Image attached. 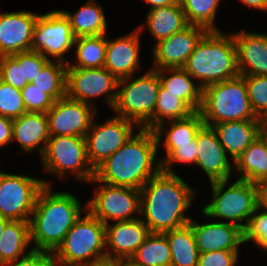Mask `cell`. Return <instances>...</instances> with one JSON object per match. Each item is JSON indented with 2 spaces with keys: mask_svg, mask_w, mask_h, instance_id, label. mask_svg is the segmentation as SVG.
Wrapping results in <instances>:
<instances>
[{
  "mask_svg": "<svg viewBox=\"0 0 267 266\" xmlns=\"http://www.w3.org/2000/svg\"><path fill=\"white\" fill-rule=\"evenodd\" d=\"M196 190L178 174L160 170L140 189V219L151 233H165L183 227L192 217L185 216Z\"/></svg>",
  "mask_w": 267,
  "mask_h": 266,
  "instance_id": "obj_1",
  "label": "cell"
},
{
  "mask_svg": "<svg viewBox=\"0 0 267 266\" xmlns=\"http://www.w3.org/2000/svg\"><path fill=\"white\" fill-rule=\"evenodd\" d=\"M158 142L153 130L139 128L122 147L95 168L94 178L113 186L140 190L161 170L156 162Z\"/></svg>",
  "mask_w": 267,
  "mask_h": 266,
  "instance_id": "obj_2",
  "label": "cell"
},
{
  "mask_svg": "<svg viewBox=\"0 0 267 266\" xmlns=\"http://www.w3.org/2000/svg\"><path fill=\"white\" fill-rule=\"evenodd\" d=\"M51 187L40 190L29 220L33 250L54 252L83 214V206L75 195L52 192Z\"/></svg>",
  "mask_w": 267,
  "mask_h": 266,
  "instance_id": "obj_3",
  "label": "cell"
},
{
  "mask_svg": "<svg viewBox=\"0 0 267 266\" xmlns=\"http://www.w3.org/2000/svg\"><path fill=\"white\" fill-rule=\"evenodd\" d=\"M208 31L182 67L204 88L240 75L232 33Z\"/></svg>",
  "mask_w": 267,
  "mask_h": 266,
  "instance_id": "obj_4",
  "label": "cell"
},
{
  "mask_svg": "<svg viewBox=\"0 0 267 266\" xmlns=\"http://www.w3.org/2000/svg\"><path fill=\"white\" fill-rule=\"evenodd\" d=\"M199 112L204 125L210 127L221 122L259 120L251 107L243 75L204 87Z\"/></svg>",
  "mask_w": 267,
  "mask_h": 266,
  "instance_id": "obj_5",
  "label": "cell"
},
{
  "mask_svg": "<svg viewBox=\"0 0 267 266\" xmlns=\"http://www.w3.org/2000/svg\"><path fill=\"white\" fill-rule=\"evenodd\" d=\"M53 252L57 264L81 266L106 257L105 224L86 210Z\"/></svg>",
  "mask_w": 267,
  "mask_h": 266,
  "instance_id": "obj_6",
  "label": "cell"
},
{
  "mask_svg": "<svg viewBox=\"0 0 267 266\" xmlns=\"http://www.w3.org/2000/svg\"><path fill=\"white\" fill-rule=\"evenodd\" d=\"M228 182L229 180H222L210 183L212 198L209 204L204 205L202 215L215 220L223 218V222L227 220L244 231L257 208L259 186L240 179H236L231 185H227Z\"/></svg>",
  "mask_w": 267,
  "mask_h": 266,
  "instance_id": "obj_7",
  "label": "cell"
},
{
  "mask_svg": "<svg viewBox=\"0 0 267 266\" xmlns=\"http://www.w3.org/2000/svg\"><path fill=\"white\" fill-rule=\"evenodd\" d=\"M160 81L157 71L150 69L140 77L119 79L117 96L112 107L116 116L133 121L143 128L153 117Z\"/></svg>",
  "mask_w": 267,
  "mask_h": 266,
  "instance_id": "obj_8",
  "label": "cell"
},
{
  "mask_svg": "<svg viewBox=\"0 0 267 266\" xmlns=\"http://www.w3.org/2000/svg\"><path fill=\"white\" fill-rule=\"evenodd\" d=\"M43 171L64 178L71 173L77 181L89 183L94 178L86 149L85 137L50 136L41 156Z\"/></svg>",
  "mask_w": 267,
  "mask_h": 266,
  "instance_id": "obj_9",
  "label": "cell"
},
{
  "mask_svg": "<svg viewBox=\"0 0 267 266\" xmlns=\"http://www.w3.org/2000/svg\"><path fill=\"white\" fill-rule=\"evenodd\" d=\"M50 181L0 171V216L29 221L40 190Z\"/></svg>",
  "mask_w": 267,
  "mask_h": 266,
  "instance_id": "obj_10",
  "label": "cell"
},
{
  "mask_svg": "<svg viewBox=\"0 0 267 266\" xmlns=\"http://www.w3.org/2000/svg\"><path fill=\"white\" fill-rule=\"evenodd\" d=\"M99 183L96 187L93 198L88 199L86 210L94 217L98 218L105 225L109 221L119 222L135 220L140 217V190L125 187L113 186L97 181L93 178L89 183Z\"/></svg>",
  "mask_w": 267,
  "mask_h": 266,
  "instance_id": "obj_11",
  "label": "cell"
},
{
  "mask_svg": "<svg viewBox=\"0 0 267 266\" xmlns=\"http://www.w3.org/2000/svg\"><path fill=\"white\" fill-rule=\"evenodd\" d=\"M74 40L68 18L61 10H52L38 16L33 30L31 50L37 51L49 60L68 63L64 54L74 47Z\"/></svg>",
  "mask_w": 267,
  "mask_h": 266,
  "instance_id": "obj_12",
  "label": "cell"
},
{
  "mask_svg": "<svg viewBox=\"0 0 267 266\" xmlns=\"http://www.w3.org/2000/svg\"><path fill=\"white\" fill-rule=\"evenodd\" d=\"M118 79L104 67L66 69V96L94 107L92 98L105 95L106 105L112 109L116 96Z\"/></svg>",
  "mask_w": 267,
  "mask_h": 266,
  "instance_id": "obj_13",
  "label": "cell"
},
{
  "mask_svg": "<svg viewBox=\"0 0 267 266\" xmlns=\"http://www.w3.org/2000/svg\"><path fill=\"white\" fill-rule=\"evenodd\" d=\"M93 119L91 127L85 135L87 156L95 169L116 150L122 147L134 135L136 123L123 117L114 116L104 123H96Z\"/></svg>",
  "mask_w": 267,
  "mask_h": 266,
  "instance_id": "obj_14",
  "label": "cell"
},
{
  "mask_svg": "<svg viewBox=\"0 0 267 266\" xmlns=\"http://www.w3.org/2000/svg\"><path fill=\"white\" fill-rule=\"evenodd\" d=\"M93 106L68 98L56 100L47 111L50 136L85 137L96 116Z\"/></svg>",
  "mask_w": 267,
  "mask_h": 266,
  "instance_id": "obj_15",
  "label": "cell"
},
{
  "mask_svg": "<svg viewBox=\"0 0 267 266\" xmlns=\"http://www.w3.org/2000/svg\"><path fill=\"white\" fill-rule=\"evenodd\" d=\"M207 32L204 27L189 24L178 33L155 43L152 69L183 67Z\"/></svg>",
  "mask_w": 267,
  "mask_h": 266,
  "instance_id": "obj_16",
  "label": "cell"
},
{
  "mask_svg": "<svg viewBox=\"0 0 267 266\" xmlns=\"http://www.w3.org/2000/svg\"><path fill=\"white\" fill-rule=\"evenodd\" d=\"M145 30L143 24L133 32L122 35L114 40L107 38L106 57L104 68L118 80L134 76L140 69V36Z\"/></svg>",
  "mask_w": 267,
  "mask_h": 266,
  "instance_id": "obj_17",
  "label": "cell"
},
{
  "mask_svg": "<svg viewBox=\"0 0 267 266\" xmlns=\"http://www.w3.org/2000/svg\"><path fill=\"white\" fill-rule=\"evenodd\" d=\"M196 142L198 150L195 164L206 173L210 183L230 180L234 168L215 130L203 125L196 134Z\"/></svg>",
  "mask_w": 267,
  "mask_h": 266,
  "instance_id": "obj_18",
  "label": "cell"
},
{
  "mask_svg": "<svg viewBox=\"0 0 267 266\" xmlns=\"http://www.w3.org/2000/svg\"><path fill=\"white\" fill-rule=\"evenodd\" d=\"M39 15L31 11L0 13V56L31 50L33 30Z\"/></svg>",
  "mask_w": 267,
  "mask_h": 266,
  "instance_id": "obj_19",
  "label": "cell"
},
{
  "mask_svg": "<svg viewBox=\"0 0 267 266\" xmlns=\"http://www.w3.org/2000/svg\"><path fill=\"white\" fill-rule=\"evenodd\" d=\"M150 233L140 218L113 224L109 222L105 225V247H109L105 249L106 257L117 260L130 259Z\"/></svg>",
  "mask_w": 267,
  "mask_h": 266,
  "instance_id": "obj_20",
  "label": "cell"
},
{
  "mask_svg": "<svg viewBox=\"0 0 267 266\" xmlns=\"http://www.w3.org/2000/svg\"><path fill=\"white\" fill-rule=\"evenodd\" d=\"M196 246L200 253L212 251H240L244 244V231L229 222L217 221L198 224L191 219Z\"/></svg>",
  "mask_w": 267,
  "mask_h": 266,
  "instance_id": "obj_21",
  "label": "cell"
},
{
  "mask_svg": "<svg viewBox=\"0 0 267 266\" xmlns=\"http://www.w3.org/2000/svg\"><path fill=\"white\" fill-rule=\"evenodd\" d=\"M240 75L267 76V34L232 32Z\"/></svg>",
  "mask_w": 267,
  "mask_h": 266,
  "instance_id": "obj_22",
  "label": "cell"
},
{
  "mask_svg": "<svg viewBox=\"0 0 267 266\" xmlns=\"http://www.w3.org/2000/svg\"><path fill=\"white\" fill-rule=\"evenodd\" d=\"M49 137L46 113L26 112L13 119L12 142L17 141L24 153L38 150L42 156Z\"/></svg>",
  "mask_w": 267,
  "mask_h": 266,
  "instance_id": "obj_23",
  "label": "cell"
},
{
  "mask_svg": "<svg viewBox=\"0 0 267 266\" xmlns=\"http://www.w3.org/2000/svg\"><path fill=\"white\" fill-rule=\"evenodd\" d=\"M211 127L215 130L226 153L231 155L234 161L261 132L259 120L221 122Z\"/></svg>",
  "mask_w": 267,
  "mask_h": 266,
  "instance_id": "obj_24",
  "label": "cell"
},
{
  "mask_svg": "<svg viewBox=\"0 0 267 266\" xmlns=\"http://www.w3.org/2000/svg\"><path fill=\"white\" fill-rule=\"evenodd\" d=\"M169 123V129L165 128L166 123H162L153 130L157 138L158 148L161 146V139H164L162 144L166 151L162 159H157L160 163L177 148V144H195L196 134L204 125L199 111L184 119L172 120Z\"/></svg>",
  "mask_w": 267,
  "mask_h": 266,
  "instance_id": "obj_25",
  "label": "cell"
},
{
  "mask_svg": "<svg viewBox=\"0 0 267 266\" xmlns=\"http://www.w3.org/2000/svg\"><path fill=\"white\" fill-rule=\"evenodd\" d=\"M160 85L165 93H172L182 99L194 112L200 110L202 105L203 88L194 83V79L182 67L155 69ZM169 75V76H168Z\"/></svg>",
  "mask_w": 267,
  "mask_h": 266,
  "instance_id": "obj_26",
  "label": "cell"
},
{
  "mask_svg": "<svg viewBox=\"0 0 267 266\" xmlns=\"http://www.w3.org/2000/svg\"><path fill=\"white\" fill-rule=\"evenodd\" d=\"M144 25L156 43L183 30L189 24L180 4L149 9Z\"/></svg>",
  "mask_w": 267,
  "mask_h": 266,
  "instance_id": "obj_27",
  "label": "cell"
},
{
  "mask_svg": "<svg viewBox=\"0 0 267 266\" xmlns=\"http://www.w3.org/2000/svg\"><path fill=\"white\" fill-rule=\"evenodd\" d=\"M233 167L240 174L237 179L260 184L267 178V153L264 148V132L234 161Z\"/></svg>",
  "mask_w": 267,
  "mask_h": 266,
  "instance_id": "obj_28",
  "label": "cell"
},
{
  "mask_svg": "<svg viewBox=\"0 0 267 266\" xmlns=\"http://www.w3.org/2000/svg\"><path fill=\"white\" fill-rule=\"evenodd\" d=\"M68 18L75 38L81 36H99L108 33V22L103 8L95 0H88L74 14L61 10Z\"/></svg>",
  "mask_w": 267,
  "mask_h": 266,
  "instance_id": "obj_29",
  "label": "cell"
},
{
  "mask_svg": "<svg viewBox=\"0 0 267 266\" xmlns=\"http://www.w3.org/2000/svg\"><path fill=\"white\" fill-rule=\"evenodd\" d=\"M31 245L29 221L12 220L0 238V266L15 261L29 254Z\"/></svg>",
  "mask_w": 267,
  "mask_h": 266,
  "instance_id": "obj_30",
  "label": "cell"
},
{
  "mask_svg": "<svg viewBox=\"0 0 267 266\" xmlns=\"http://www.w3.org/2000/svg\"><path fill=\"white\" fill-rule=\"evenodd\" d=\"M171 250V266H197L200 252L189 224L163 233Z\"/></svg>",
  "mask_w": 267,
  "mask_h": 266,
  "instance_id": "obj_31",
  "label": "cell"
},
{
  "mask_svg": "<svg viewBox=\"0 0 267 266\" xmlns=\"http://www.w3.org/2000/svg\"><path fill=\"white\" fill-rule=\"evenodd\" d=\"M75 58L68 61L67 67L102 68L105 64L107 34L99 36H81L74 40ZM76 61V63H74Z\"/></svg>",
  "mask_w": 267,
  "mask_h": 266,
  "instance_id": "obj_32",
  "label": "cell"
},
{
  "mask_svg": "<svg viewBox=\"0 0 267 266\" xmlns=\"http://www.w3.org/2000/svg\"><path fill=\"white\" fill-rule=\"evenodd\" d=\"M171 250L167 237L150 233L130 258L138 266H171Z\"/></svg>",
  "mask_w": 267,
  "mask_h": 266,
  "instance_id": "obj_33",
  "label": "cell"
},
{
  "mask_svg": "<svg viewBox=\"0 0 267 266\" xmlns=\"http://www.w3.org/2000/svg\"><path fill=\"white\" fill-rule=\"evenodd\" d=\"M192 113L194 111L182 99L172 93H165V89L160 86L153 117L143 128L154 130L166 120L184 119Z\"/></svg>",
  "mask_w": 267,
  "mask_h": 266,
  "instance_id": "obj_34",
  "label": "cell"
},
{
  "mask_svg": "<svg viewBox=\"0 0 267 266\" xmlns=\"http://www.w3.org/2000/svg\"><path fill=\"white\" fill-rule=\"evenodd\" d=\"M66 69L67 63L49 60L31 83L56 101L66 96Z\"/></svg>",
  "mask_w": 267,
  "mask_h": 266,
  "instance_id": "obj_35",
  "label": "cell"
},
{
  "mask_svg": "<svg viewBox=\"0 0 267 266\" xmlns=\"http://www.w3.org/2000/svg\"><path fill=\"white\" fill-rule=\"evenodd\" d=\"M221 0H180L188 24L198 25L208 31H219L215 17Z\"/></svg>",
  "mask_w": 267,
  "mask_h": 266,
  "instance_id": "obj_36",
  "label": "cell"
},
{
  "mask_svg": "<svg viewBox=\"0 0 267 266\" xmlns=\"http://www.w3.org/2000/svg\"><path fill=\"white\" fill-rule=\"evenodd\" d=\"M25 113L21 90L0 80V116L13 120Z\"/></svg>",
  "mask_w": 267,
  "mask_h": 266,
  "instance_id": "obj_37",
  "label": "cell"
},
{
  "mask_svg": "<svg viewBox=\"0 0 267 266\" xmlns=\"http://www.w3.org/2000/svg\"><path fill=\"white\" fill-rule=\"evenodd\" d=\"M251 107L259 118L267 111V76L243 75Z\"/></svg>",
  "mask_w": 267,
  "mask_h": 266,
  "instance_id": "obj_38",
  "label": "cell"
},
{
  "mask_svg": "<svg viewBox=\"0 0 267 266\" xmlns=\"http://www.w3.org/2000/svg\"><path fill=\"white\" fill-rule=\"evenodd\" d=\"M0 80L19 90H22L28 84L27 80H24L20 53L0 56Z\"/></svg>",
  "mask_w": 267,
  "mask_h": 266,
  "instance_id": "obj_39",
  "label": "cell"
},
{
  "mask_svg": "<svg viewBox=\"0 0 267 266\" xmlns=\"http://www.w3.org/2000/svg\"><path fill=\"white\" fill-rule=\"evenodd\" d=\"M251 241L267 252V214L259 212L258 208L244 230V244Z\"/></svg>",
  "mask_w": 267,
  "mask_h": 266,
  "instance_id": "obj_40",
  "label": "cell"
},
{
  "mask_svg": "<svg viewBox=\"0 0 267 266\" xmlns=\"http://www.w3.org/2000/svg\"><path fill=\"white\" fill-rule=\"evenodd\" d=\"M23 103L26 112L47 113L55 100L32 83H28L22 90Z\"/></svg>",
  "mask_w": 267,
  "mask_h": 266,
  "instance_id": "obj_41",
  "label": "cell"
},
{
  "mask_svg": "<svg viewBox=\"0 0 267 266\" xmlns=\"http://www.w3.org/2000/svg\"><path fill=\"white\" fill-rule=\"evenodd\" d=\"M197 142L195 137V144H177L175 148L162 162L161 170L167 173L175 174L171 165L174 163L194 164L197 158Z\"/></svg>",
  "mask_w": 267,
  "mask_h": 266,
  "instance_id": "obj_42",
  "label": "cell"
},
{
  "mask_svg": "<svg viewBox=\"0 0 267 266\" xmlns=\"http://www.w3.org/2000/svg\"><path fill=\"white\" fill-rule=\"evenodd\" d=\"M48 61V58L37 51L20 52V64H23L24 80L31 83Z\"/></svg>",
  "mask_w": 267,
  "mask_h": 266,
  "instance_id": "obj_43",
  "label": "cell"
},
{
  "mask_svg": "<svg viewBox=\"0 0 267 266\" xmlns=\"http://www.w3.org/2000/svg\"><path fill=\"white\" fill-rule=\"evenodd\" d=\"M239 251H212L200 253L197 266H239Z\"/></svg>",
  "mask_w": 267,
  "mask_h": 266,
  "instance_id": "obj_44",
  "label": "cell"
},
{
  "mask_svg": "<svg viewBox=\"0 0 267 266\" xmlns=\"http://www.w3.org/2000/svg\"><path fill=\"white\" fill-rule=\"evenodd\" d=\"M53 252L32 250L26 256L2 266H56Z\"/></svg>",
  "mask_w": 267,
  "mask_h": 266,
  "instance_id": "obj_45",
  "label": "cell"
},
{
  "mask_svg": "<svg viewBox=\"0 0 267 266\" xmlns=\"http://www.w3.org/2000/svg\"><path fill=\"white\" fill-rule=\"evenodd\" d=\"M13 120L0 116V147L8 146L12 143Z\"/></svg>",
  "mask_w": 267,
  "mask_h": 266,
  "instance_id": "obj_46",
  "label": "cell"
},
{
  "mask_svg": "<svg viewBox=\"0 0 267 266\" xmlns=\"http://www.w3.org/2000/svg\"><path fill=\"white\" fill-rule=\"evenodd\" d=\"M247 7L267 12V0H239Z\"/></svg>",
  "mask_w": 267,
  "mask_h": 266,
  "instance_id": "obj_47",
  "label": "cell"
},
{
  "mask_svg": "<svg viewBox=\"0 0 267 266\" xmlns=\"http://www.w3.org/2000/svg\"><path fill=\"white\" fill-rule=\"evenodd\" d=\"M257 208L267 214V194L260 187L257 191Z\"/></svg>",
  "mask_w": 267,
  "mask_h": 266,
  "instance_id": "obj_48",
  "label": "cell"
},
{
  "mask_svg": "<svg viewBox=\"0 0 267 266\" xmlns=\"http://www.w3.org/2000/svg\"><path fill=\"white\" fill-rule=\"evenodd\" d=\"M144 3L150 5V9L162 6H171L180 4V0H143Z\"/></svg>",
  "mask_w": 267,
  "mask_h": 266,
  "instance_id": "obj_49",
  "label": "cell"
},
{
  "mask_svg": "<svg viewBox=\"0 0 267 266\" xmlns=\"http://www.w3.org/2000/svg\"><path fill=\"white\" fill-rule=\"evenodd\" d=\"M81 266H117V259L105 257L103 259L83 264Z\"/></svg>",
  "mask_w": 267,
  "mask_h": 266,
  "instance_id": "obj_50",
  "label": "cell"
},
{
  "mask_svg": "<svg viewBox=\"0 0 267 266\" xmlns=\"http://www.w3.org/2000/svg\"><path fill=\"white\" fill-rule=\"evenodd\" d=\"M260 129L267 133V111L259 117Z\"/></svg>",
  "mask_w": 267,
  "mask_h": 266,
  "instance_id": "obj_51",
  "label": "cell"
},
{
  "mask_svg": "<svg viewBox=\"0 0 267 266\" xmlns=\"http://www.w3.org/2000/svg\"><path fill=\"white\" fill-rule=\"evenodd\" d=\"M117 266H138L130 259L117 260Z\"/></svg>",
  "mask_w": 267,
  "mask_h": 266,
  "instance_id": "obj_52",
  "label": "cell"
},
{
  "mask_svg": "<svg viewBox=\"0 0 267 266\" xmlns=\"http://www.w3.org/2000/svg\"><path fill=\"white\" fill-rule=\"evenodd\" d=\"M11 220L3 218L0 216V238L1 235L4 233L6 225L10 222Z\"/></svg>",
  "mask_w": 267,
  "mask_h": 266,
  "instance_id": "obj_53",
  "label": "cell"
},
{
  "mask_svg": "<svg viewBox=\"0 0 267 266\" xmlns=\"http://www.w3.org/2000/svg\"><path fill=\"white\" fill-rule=\"evenodd\" d=\"M258 186L267 194V178L258 184Z\"/></svg>",
  "mask_w": 267,
  "mask_h": 266,
  "instance_id": "obj_54",
  "label": "cell"
},
{
  "mask_svg": "<svg viewBox=\"0 0 267 266\" xmlns=\"http://www.w3.org/2000/svg\"><path fill=\"white\" fill-rule=\"evenodd\" d=\"M264 148L267 153V133L264 132Z\"/></svg>",
  "mask_w": 267,
  "mask_h": 266,
  "instance_id": "obj_55",
  "label": "cell"
}]
</instances>
